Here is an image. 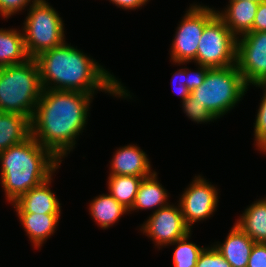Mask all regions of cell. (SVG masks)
I'll list each match as a JSON object with an SVG mask.
<instances>
[{
	"label": "cell",
	"instance_id": "1",
	"mask_svg": "<svg viewBox=\"0 0 266 267\" xmlns=\"http://www.w3.org/2000/svg\"><path fill=\"white\" fill-rule=\"evenodd\" d=\"M93 97L78 91L43 89L30 119L31 135L62 162L87 124Z\"/></svg>",
	"mask_w": 266,
	"mask_h": 267
},
{
	"label": "cell",
	"instance_id": "2",
	"mask_svg": "<svg viewBox=\"0 0 266 267\" xmlns=\"http://www.w3.org/2000/svg\"><path fill=\"white\" fill-rule=\"evenodd\" d=\"M35 60L43 89L78 91L93 96L99 90L115 97H132L114 75L66 42L39 54Z\"/></svg>",
	"mask_w": 266,
	"mask_h": 267
},
{
	"label": "cell",
	"instance_id": "3",
	"mask_svg": "<svg viewBox=\"0 0 266 267\" xmlns=\"http://www.w3.org/2000/svg\"><path fill=\"white\" fill-rule=\"evenodd\" d=\"M0 163V184L10 203L53 176L61 165V161L32 135L0 152Z\"/></svg>",
	"mask_w": 266,
	"mask_h": 267
},
{
	"label": "cell",
	"instance_id": "4",
	"mask_svg": "<svg viewBox=\"0 0 266 267\" xmlns=\"http://www.w3.org/2000/svg\"><path fill=\"white\" fill-rule=\"evenodd\" d=\"M42 92L35 58L0 68V111L25 115L31 119Z\"/></svg>",
	"mask_w": 266,
	"mask_h": 267
},
{
	"label": "cell",
	"instance_id": "5",
	"mask_svg": "<svg viewBox=\"0 0 266 267\" xmlns=\"http://www.w3.org/2000/svg\"><path fill=\"white\" fill-rule=\"evenodd\" d=\"M248 88L237 66L233 65L209 68L204 82L190 95L218 119L241 101Z\"/></svg>",
	"mask_w": 266,
	"mask_h": 267
},
{
	"label": "cell",
	"instance_id": "6",
	"mask_svg": "<svg viewBox=\"0 0 266 267\" xmlns=\"http://www.w3.org/2000/svg\"><path fill=\"white\" fill-rule=\"evenodd\" d=\"M29 7L22 33L28 56L36 58L65 42L64 21L46 0H37Z\"/></svg>",
	"mask_w": 266,
	"mask_h": 267
},
{
	"label": "cell",
	"instance_id": "7",
	"mask_svg": "<svg viewBox=\"0 0 266 267\" xmlns=\"http://www.w3.org/2000/svg\"><path fill=\"white\" fill-rule=\"evenodd\" d=\"M237 38L216 15L205 27L198 43L196 65L224 68L236 65Z\"/></svg>",
	"mask_w": 266,
	"mask_h": 267
},
{
	"label": "cell",
	"instance_id": "8",
	"mask_svg": "<svg viewBox=\"0 0 266 267\" xmlns=\"http://www.w3.org/2000/svg\"><path fill=\"white\" fill-rule=\"evenodd\" d=\"M217 15L209 6L191 4L177 27L171 46V61L178 65L196 59L198 43L204 27Z\"/></svg>",
	"mask_w": 266,
	"mask_h": 267
},
{
	"label": "cell",
	"instance_id": "9",
	"mask_svg": "<svg viewBox=\"0 0 266 267\" xmlns=\"http://www.w3.org/2000/svg\"><path fill=\"white\" fill-rule=\"evenodd\" d=\"M236 66L249 85H266V31L237 38Z\"/></svg>",
	"mask_w": 266,
	"mask_h": 267
},
{
	"label": "cell",
	"instance_id": "10",
	"mask_svg": "<svg viewBox=\"0 0 266 267\" xmlns=\"http://www.w3.org/2000/svg\"><path fill=\"white\" fill-rule=\"evenodd\" d=\"M202 176H195L179 199V205L186 225L193 224L213 215L218 206V189Z\"/></svg>",
	"mask_w": 266,
	"mask_h": 267
},
{
	"label": "cell",
	"instance_id": "11",
	"mask_svg": "<svg viewBox=\"0 0 266 267\" xmlns=\"http://www.w3.org/2000/svg\"><path fill=\"white\" fill-rule=\"evenodd\" d=\"M140 230L155 242L157 248L165 247L191 232L186 225L178 203L154 211Z\"/></svg>",
	"mask_w": 266,
	"mask_h": 267
},
{
	"label": "cell",
	"instance_id": "12",
	"mask_svg": "<svg viewBox=\"0 0 266 267\" xmlns=\"http://www.w3.org/2000/svg\"><path fill=\"white\" fill-rule=\"evenodd\" d=\"M52 176L11 203L17 213L61 214V204L50 189Z\"/></svg>",
	"mask_w": 266,
	"mask_h": 267
},
{
	"label": "cell",
	"instance_id": "13",
	"mask_svg": "<svg viewBox=\"0 0 266 267\" xmlns=\"http://www.w3.org/2000/svg\"><path fill=\"white\" fill-rule=\"evenodd\" d=\"M110 164L109 176L149 177L155 172L151 169L147 154L134 144L117 149Z\"/></svg>",
	"mask_w": 266,
	"mask_h": 267
},
{
	"label": "cell",
	"instance_id": "14",
	"mask_svg": "<svg viewBox=\"0 0 266 267\" xmlns=\"http://www.w3.org/2000/svg\"><path fill=\"white\" fill-rule=\"evenodd\" d=\"M259 2L249 0H229L224 11H217V15L224 21L231 33L240 37L252 32L253 22Z\"/></svg>",
	"mask_w": 266,
	"mask_h": 267
},
{
	"label": "cell",
	"instance_id": "15",
	"mask_svg": "<svg viewBox=\"0 0 266 267\" xmlns=\"http://www.w3.org/2000/svg\"><path fill=\"white\" fill-rule=\"evenodd\" d=\"M254 244L255 242L235 224L224 243L216 242L213 246L231 267H247Z\"/></svg>",
	"mask_w": 266,
	"mask_h": 267
},
{
	"label": "cell",
	"instance_id": "16",
	"mask_svg": "<svg viewBox=\"0 0 266 267\" xmlns=\"http://www.w3.org/2000/svg\"><path fill=\"white\" fill-rule=\"evenodd\" d=\"M24 231L35 248L54 235L61 214L17 213ZM45 241V242H44Z\"/></svg>",
	"mask_w": 266,
	"mask_h": 267
},
{
	"label": "cell",
	"instance_id": "17",
	"mask_svg": "<svg viewBox=\"0 0 266 267\" xmlns=\"http://www.w3.org/2000/svg\"><path fill=\"white\" fill-rule=\"evenodd\" d=\"M31 136L30 118L0 111V152L19 144Z\"/></svg>",
	"mask_w": 266,
	"mask_h": 267
},
{
	"label": "cell",
	"instance_id": "18",
	"mask_svg": "<svg viewBox=\"0 0 266 267\" xmlns=\"http://www.w3.org/2000/svg\"><path fill=\"white\" fill-rule=\"evenodd\" d=\"M168 195L166 189L158 181L155 171L151 176L142 179L134 205L129 210V213L139 209H154L156 211L159 208L165 207L170 204V202H167Z\"/></svg>",
	"mask_w": 266,
	"mask_h": 267
},
{
	"label": "cell",
	"instance_id": "19",
	"mask_svg": "<svg viewBox=\"0 0 266 267\" xmlns=\"http://www.w3.org/2000/svg\"><path fill=\"white\" fill-rule=\"evenodd\" d=\"M235 224L255 243H266V200L253 202Z\"/></svg>",
	"mask_w": 266,
	"mask_h": 267
},
{
	"label": "cell",
	"instance_id": "20",
	"mask_svg": "<svg viewBox=\"0 0 266 267\" xmlns=\"http://www.w3.org/2000/svg\"><path fill=\"white\" fill-rule=\"evenodd\" d=\"M21 32L17 29L0 28V68L24 63L30 59Z\"/></svg>",
	"mask_w": 266,
	"mask_h": 267
},
{
	"label": "cell",
	"instance_id": "21",
	"mask_svg": "<svg viewBox=\"0 0 266 267\" xmlns=\"http://www.w3.org/2000/svg\"><path fill=\"white\" fill-rule=\"evenodd\" d=\"M89 212L98 226L102 229H108L129 210L107 193L95 197L90 202Z\"/></svg>",
	"mask_w": 266,
	"mask_h": 267
},
{
	"label": "cell",
	"instance_id": "22",
	"mask_svg": "<svg viewBox=\"0 0 266 267\" xmlns=\"http://www.w3.org/2000/svg\"><path fill=\"white\" fill-rule=\"evenodd\" d=\"M143 178L138 176L114 175L108 177L109 194L127 210L134 205L139 185Z\"/></svg>",
	"mask_w": 266,
	"mask_h": 267
},
{
	"label": "cell",
	"instance_id": "23",
	"mask_svg": "<svg viewBox=\"0 0 266 267\" xmlns=\"http://www.w3.org/2000/svg\"><path fill=\"white\" fill-rule=\"evenodd\" d=\"M191 232L172 244L176 245L173 253L174 267H196L198 258L205 247H200L193 242H189Z\"/></svg>",
	"mask_w": 266,
	"mask_h": 267
},
{
	"label": "cell",
	"instance_id": "24",
	"mask_svg": "<svg viewBox=\"0 0 266 267\" xmlns=\"http://www.w3.org/2000/svg\"><path fill=\"white\" fill-rule=\"evenodd\" d=\"M263 90L260 106L257 111L256 120L254 123V137L256 149L263 153L266 152V85H256Z\"/></svg>",
	"mask_w": 266,
	"mask_h": 267
},
{
	"label": "cell",
	"instance_id": "25",
	"mask_svg": "<svg viewBox=\"0 0 266 267\" xmlns=\"http://www.w3.org/2000/svg\"><path fill=\"white\" fill-rule=\"evenodd\" d=\"M182 107L186 116H188L191 121L200 123H208L216 120V118L206 109V107L201 106V104L194 100V98L189 95L186 100L182 102Z\"/></svg>",
	"mask_w": 266,
	"mask_h": 267
},
{
	"label": "cell",
	"instance_id": "26",
	"mask_svg": "<svg viewBox=\"0 0 266 267\" xmlns=\"http://www.w3.org/2000/svg\"><path fill=\"white\" fill-rule=\"evenodd\" d=\"M196 267H231L214 246L205 247L201 252Z\"/></svg>",
	"mask_w": 266,
	"mask_h": 267
},
{
	"label": "cell",
	"instance_id": "27",
	"mask_svg": "<svg viewBox=\"0 0 266 267\" xmlns=\"http://www.w3.org/2000/svg\"><path fill=\"white\" fill-rule=\"evenodd\" d=\"M37 0H0V15L8 19L10 16L22 11ZM32 2V4H31Z\"/></svg>",
	"mask_w": 266,
	"mask_h": 267
},
{
	"label": "cell",
	"instance_id": "28",
	"mask_svg": "<svg viewBox=\"0 0 266 267\" xmlns=\"http://www.w3.org/2000/svg\"><path fill=\"white\" fill-rule=\"evenodd\" d=\"M209 67L198 64V70L196 72L186 68V86L192 92L195 88L199 87L205 79L206 73Z\"/></svg>",
	"mask_w": 266,
	"mask_h": 267
},
{
	"label": "cell",
	"instance_id": "29",
	"mask_svg": "<svg viewBox=\"0 0 266 267\" xmlns=\"http://www.w3.org/2000/svg\"><path fill=\"white\" fill-rule=\"evenodd\" d=\"M247 267H266V243H255Z\"/></svg>",
	"mask_w": 266,
	"mask_h": 267
},
{
	"label": "cell",
	"instance_id": "30",
	"mask_svg": "<svg viewBox=\"0 0 266 267\" xmlns=\"http://www.w3.org/2000/svg\"><path fill=\"white\" fill-rule=\"evenodd\" d=\"M178 78H179V81H178ZM172 87H174V90H175V82H179V85L178 87L176 88V93L179 94L180 98H181V102H183L184 100H186V98L190 95V90L188 89V87L186 86V68H181L179 70H177V72H175L173 74V77H172ZM177 80V81H176ZM178 90V91H177Z\"/></svg>",
	"mask_w": 266,
	"mask_h": 267
},
{
	"label": "cell",
	"instance_id": "31",
	"mask_svg": "<svg viewBox=\"0 0 266 267\" xmlns=\"http://www.w3.org/2000/svg\"><path fill=\"white\" fill-rule=\"evenodd\" d=\"M253 32L266 31V0L260 1L252 27Z\"/></svg>",
	"mask_w": 266,
	"mask_h": 267
},
{
	"label": "cell",
	"instance_id": "32",
	"mask_svg": "<svg viewBox=\"0 0 266 267\" xmlns=\"http://www.w3.org/2000/svg\"><path fill=\"white\" fill-rule=\"evenodd\" d=\"M112 4L125 10H135L146 5L149 0H109Z\"/></svg>",
	"mask_w": 266,
	"mask_h": 267
},
{
	"label": "cell",
	"instance_id": "33",
	"mask_svg": "<svg viewBox=\"0 0 266 267\" xmlns=\"http://www.w3.org/2000/svg\"><path fill=\"white\" fill-rule=\"evenodd\" d=\"M249 1L260 2V1H263V0H249Z\"/></svg>",
	"mask_w": 266,
	"mask_h": 267
}]
</instances>
